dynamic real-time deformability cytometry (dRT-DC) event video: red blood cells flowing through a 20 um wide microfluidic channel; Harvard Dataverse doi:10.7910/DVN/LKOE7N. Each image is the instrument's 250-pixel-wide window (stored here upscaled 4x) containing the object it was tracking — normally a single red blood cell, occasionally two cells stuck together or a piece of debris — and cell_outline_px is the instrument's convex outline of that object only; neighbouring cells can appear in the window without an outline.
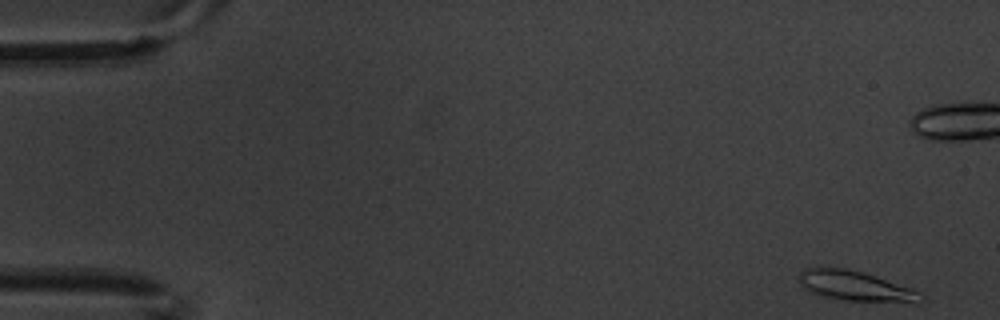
{"species": "common noctule bat (a hibernating species)", "species_latin": "Nyctalus noctula", "temperature_condition": "warm", "stored_images_in_passage": 13, "camera_frame_rate_fps": 3000, "um_per_image_px": 0.085, "animal": {"sex": "male", "body_mass_g": 20.1, "forearm_length_mm": 53.5}, "frame": {"image": 1, "passage_image": 1, "time_ms": 0.0, "image_size_px": [1000, 320], "cell_outline_px": [[924, 300], [848, 300], [816, 296], [800, 284], [800, 272], [804, 268], [816, 264], [844, 268], [860, 272], [912, 288], [920, 292]], "centroid_in_image_um": [72.49, 24.24], "position_along_channel_um": 12.5, "area_um2": 20.75}}